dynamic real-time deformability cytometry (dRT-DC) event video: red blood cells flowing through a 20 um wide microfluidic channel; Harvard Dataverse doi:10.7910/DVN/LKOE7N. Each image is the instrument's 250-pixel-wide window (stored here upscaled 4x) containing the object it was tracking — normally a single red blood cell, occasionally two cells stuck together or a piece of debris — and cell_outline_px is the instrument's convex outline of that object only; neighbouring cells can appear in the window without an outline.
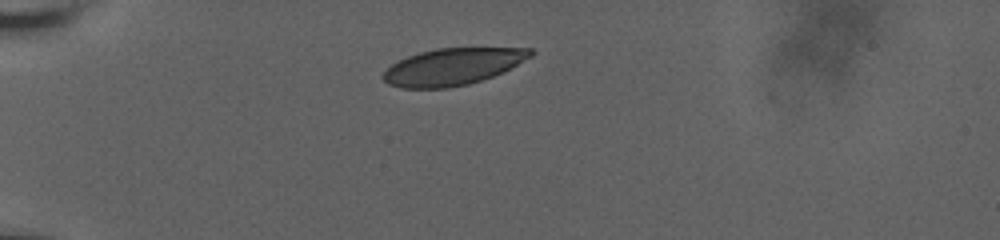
{"species": "human", "species_latin": "Homo sapiens", "temperature_condition": "room temperature", "stored_images_in_passage": 9, "camera_frame_rate_fps": 3000, "um_per_image_px": 0.085, "donor": {"sex": "male"}, "frame": {"image": 1, "passage_image": 1, "time_ms": 0.0, "image_size_px": [1000, 240], "cell_outline_px": [[536, 52], [532, 56], [504, 72], [468, 84], [448, 88], [400, 88], [388, 84], [380, 76], [392, 64], [408, 56], [420, 52], [436, 48], [532, 48]], "centroid_in_image_um": [38.49, 5.66], "position_along_channel_um": 46.5, "area_um2": 31.62}}
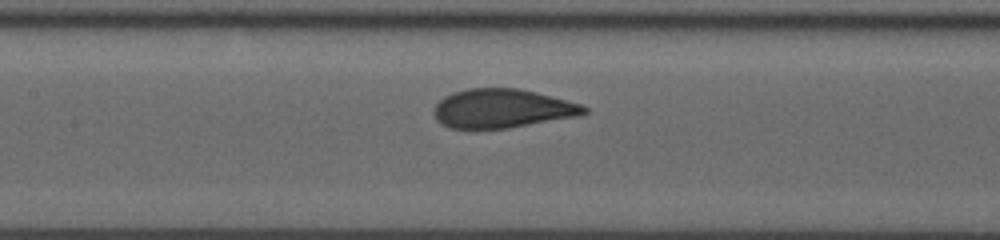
{"frame": {"image": 2, "passage_image": 6, "time_ms": 4.333, "image_size_px": [1000, 240], "cell_outline_px": [[588, 112], [580, 116], [508, 128], [448, 128], [440, 124], [436, 120], [432, 112], [436, 104], [444, 96], [452, 92], [468, 88], [516, 88], [536, 92], [580, 104], [588, 108]], "centroid_in_image_um": [42.65, 9.22], "position_along_channel_um": 164.7, "area_um2": 34.16}}
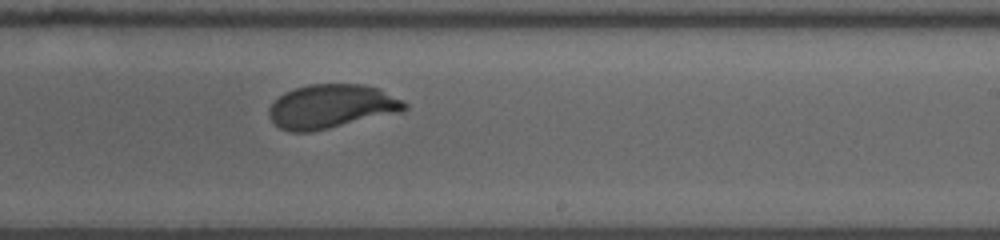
{"frame": {"image": 3, "passage_image": 9, "time_ms": 7.0, "image_size_px": [1000, 240], "cell_outline_px": [[408, 108], [404, 112], [312, 132], [292, 132], [280, 128], [268, 116], [268, 108], [284, 92], [308, 84], [364, 84], [380, 88], [404, 100], [408, 104]], "centroid_in_image_um": [28.24, 9.05], "position_along_channel_um": 260.8, "area_um2": 35.2}}